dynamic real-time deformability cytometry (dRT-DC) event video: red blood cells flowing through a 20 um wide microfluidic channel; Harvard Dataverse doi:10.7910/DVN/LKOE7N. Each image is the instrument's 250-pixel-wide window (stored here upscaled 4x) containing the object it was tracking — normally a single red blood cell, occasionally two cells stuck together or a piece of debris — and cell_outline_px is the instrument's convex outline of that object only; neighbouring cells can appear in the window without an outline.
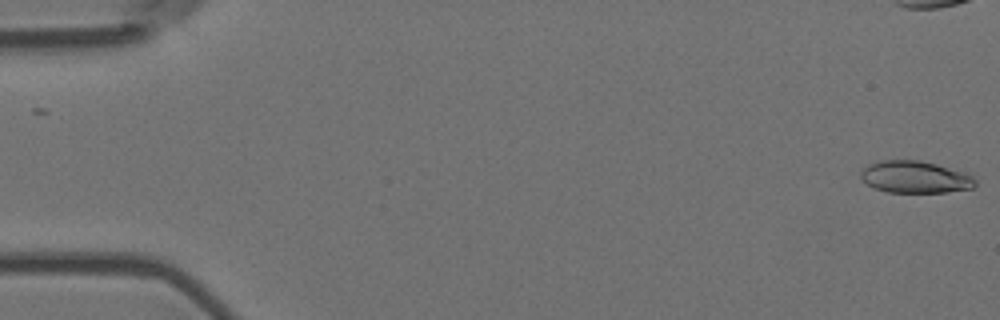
{"species": "Egyptian fruit bat (a non-hibernating species)", "species_latin": "Rousettus aegyptiacus", "temperature_condition": "room temperature", "stored_images_in_passage": 56, "camera_frame_rate_fps": 3000, "um_per_image_px": 0.085, "animal": {"sex": "female"}, "frame": {"image": 1, "passage_image": 1, "time_ms": 0.0, "image_size_px": [1000, 320], "cell_outline_px": [[976, 184], [972, 188], [944, 192], [888, 192], [872, 188], [860, 176], [860, 172], [868, 164], [880, 160], [920, 160], [968, 172], [976, 180]], "centroid_in_image_um": [77.79, 15.04], "position_along_channel_um": 7.2, "area_um2": 21.5}}
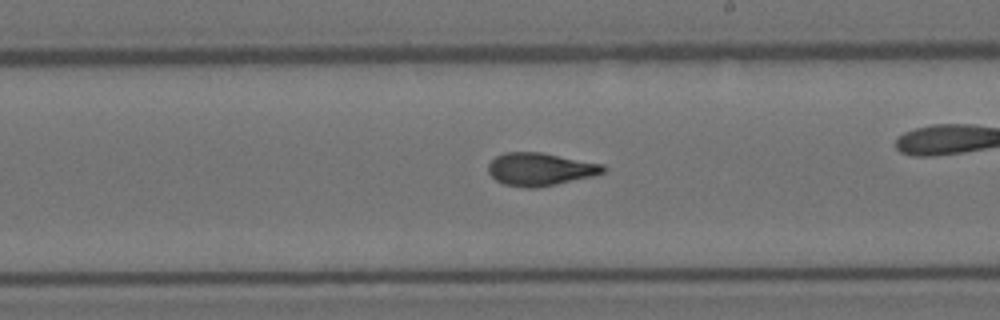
{"frame": {"image": 2, "passage_image": 32, "time_ms": 10.333, "image_size_px": [1000, 320], "cell_outline_px": [[608, 168], [604, 172], [592, 176], [556, 184], [536, 188], [528, 188], [504, 184], [496, 180], [488, 172], [488, 164], [496, 156], [504, 152], [540, 152], [604, 164]], "centroid_in_image_um": [45.92, 14.38], "position_along_channel_um": 243.1, "area_um2": 21.96}}
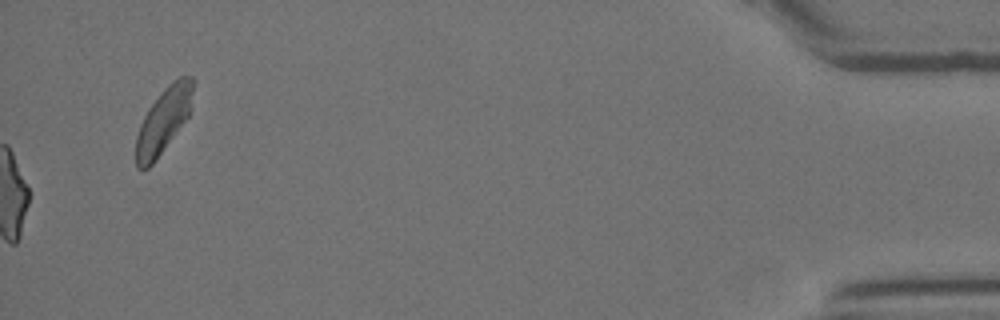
{"frame": {"image": 3, "passage_image": 56, "time_ms": 18.333, "image_size_px": [1000, 320], "cell_outline_px": [[192, 92], [188, 116], [156, 160], [148, 168], [136, 168], [136, 136], [140, 124], [148, 108], [160, 92], [168, 84], [180, 76], [192, 76]], "centroid_in_image_um": [13.86, 10.25], "position_along_channel_um": 421.3, "area_um2": 21.21}, "authors_computed_cell_mechanics": {"area_um2": 21.5883, "velocity_mm_per_s": 3.7076, "shape_relaxation_time_tau1_ms": 6.3185, "shape_relaxation_time_tau2_ms": 1.73, "deformation_change_tau1": 0.1977, "deformation_change_tau2": 0.082}}